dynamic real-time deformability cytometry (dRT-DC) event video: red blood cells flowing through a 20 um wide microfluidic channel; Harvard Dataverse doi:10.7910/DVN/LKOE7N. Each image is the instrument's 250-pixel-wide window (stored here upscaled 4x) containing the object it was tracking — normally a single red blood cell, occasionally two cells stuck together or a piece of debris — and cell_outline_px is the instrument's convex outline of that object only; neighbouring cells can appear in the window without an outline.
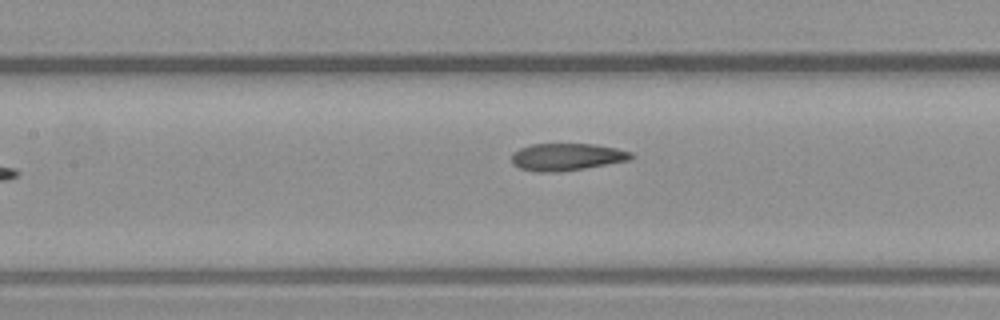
{"species": "common noctule bat (a hibernating species)", "species_latin": "Nyctalus noctula", "temperature_condition": "warm", "stored_images_in_passage": 9, "camera_frame_rate_fps": 3000, "um_per_image_px": 0.085, "animal": {"sex": "male", "body_mass_g": 23.1, "forearm_length_mm": 52.7}, "frame": {"image": 1, "passage_image": 8, "time_ms": 2.333, "image_size_px": [1000, 320], "cell_outline_px": [[636, 156], [628, 160], [584, 168], [560, 172], [536, 172], [520, 168], [512, 164], [512, 152], [520, 148], [532, 144], [596, 144], [616, 148], [632, 152]], "centroid_in_image_um": [48.16, 13.33], "position_along_channel_um": 159.2, "area_um2": 19.02}}
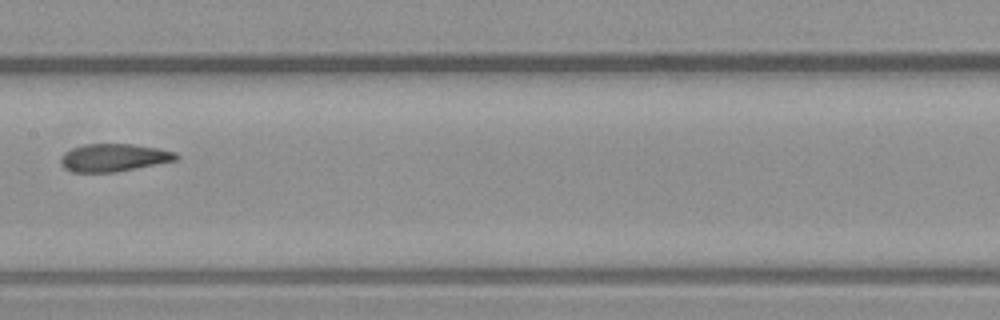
{"frame": {"image": 2, "passage_image": 9, "time_ms": 2.667, "image_size_px": [1000, 320], "cell_outline_px": [[180, 156], [176, 160], [116, 172], [72, 172], [64, 168], [60, 164], [60, 156], [64, 152], [72, 148], [84, 144], [132, 144], [160, 148], [176, 152]], "centroid_in_image_um": [9.65, 13.39], "position_along_channel_um": 197.7, "area_um2": 18.79}}